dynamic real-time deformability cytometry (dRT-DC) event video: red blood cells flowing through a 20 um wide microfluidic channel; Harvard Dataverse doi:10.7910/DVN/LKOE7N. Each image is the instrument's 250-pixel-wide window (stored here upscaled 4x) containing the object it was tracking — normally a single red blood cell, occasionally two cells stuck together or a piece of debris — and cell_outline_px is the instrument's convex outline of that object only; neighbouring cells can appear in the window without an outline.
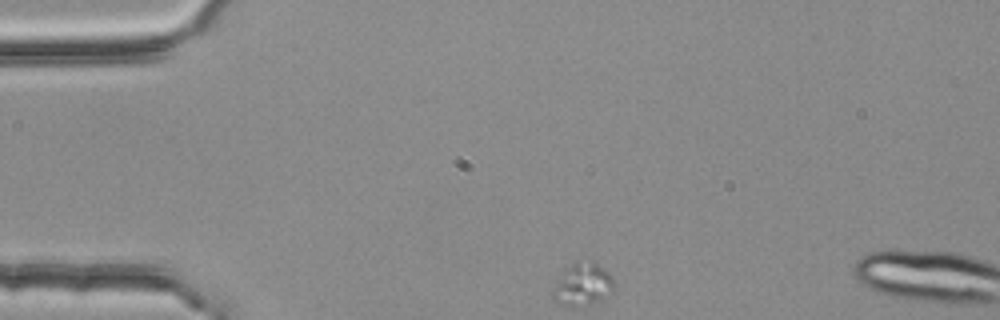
{"species": "common noctule bat (a hibernating species)", "species_latin": "Nyctalus noctula", "temperature_condition": "room temperature", "stored_images_in_passage": 2, "segment_of_instrument_passage": [1, 2], "camera_frame_rate_fps": 3000, "um_per_image_px": 0.085, "animal": {"sex": "female", "body_mass_g": 25.1}, "frame": {"image": 1, "passage_image": 1, "time_ms": 0.0, "image_size_px": [1000, 320], "cell_outline_px": [[616, 284], [612, 292], [600, 300], [592, 304], [560, 304], [552, 296], [552, 292], [564, 268], [576, 260], [592, 260], [604, 268], [612, 276]], "centroid_in_image_um": [49.57, 24.11], "position_along_channel_um": 35.4, "area_um2": 15.14}}